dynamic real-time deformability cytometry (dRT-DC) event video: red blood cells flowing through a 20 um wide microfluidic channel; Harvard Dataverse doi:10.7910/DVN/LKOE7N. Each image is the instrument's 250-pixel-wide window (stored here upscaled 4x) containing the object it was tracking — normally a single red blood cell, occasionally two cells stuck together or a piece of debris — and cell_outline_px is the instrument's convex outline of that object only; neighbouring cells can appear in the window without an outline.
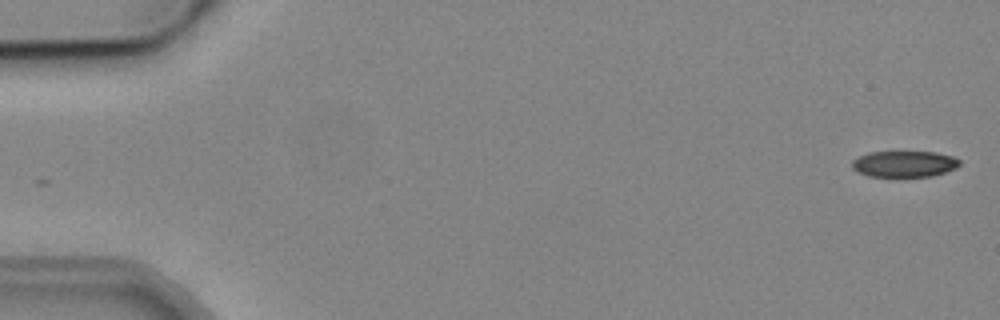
{"species": "common noctule bat (a hibernating species)", "species_latin": "Nyctalus noctula", "temperature_condition": "cold", "stored_images_in_passage": 7, "camera_frame_rate_fps": 3000, "um_per_image_px": 0.085, "animal": {"sex": "male", "body_mass_g": 19.2, "forearm_length_mm": 51.8}, "frame": {"image": 1, "passage_image": 1, "time_ms": 0.0, "image_size_px": [1000, 320], "cell_outline_px": [[960, 164], [956, 168], [932, 176], [868, 176], [852, 168], [852, 160], [868, 152], [936, 152], [952, 156], [960, 160]], "centroid_in_image_um": [76.87, 13.92], "position_along_channel_um": 8.1, "area_um2": 16.24}}
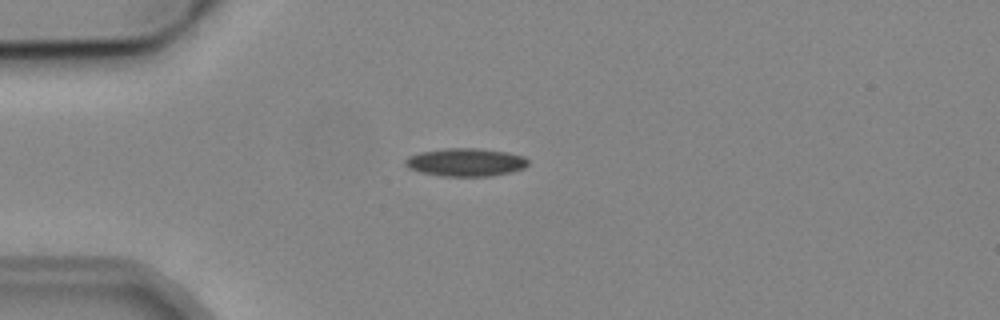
{"frame": {"image": 2, "passage_image": 5, "time_ms": 4.333, "image_size_px": [1000, 320], "cell_outline_px": [[528, 164], [524, 168], [492, 176], [440, 176], [420, 172], [408, 168], [404, 164], [404, 160], [408, 156], [420, 152], [444, 148], [476, 148], [504, 152], [524, 156], [528, 160]], "centroid_in_image_um": [39.53, 13.79], "position_along_channel_um": 45.5, "area_um2": 20.06}}